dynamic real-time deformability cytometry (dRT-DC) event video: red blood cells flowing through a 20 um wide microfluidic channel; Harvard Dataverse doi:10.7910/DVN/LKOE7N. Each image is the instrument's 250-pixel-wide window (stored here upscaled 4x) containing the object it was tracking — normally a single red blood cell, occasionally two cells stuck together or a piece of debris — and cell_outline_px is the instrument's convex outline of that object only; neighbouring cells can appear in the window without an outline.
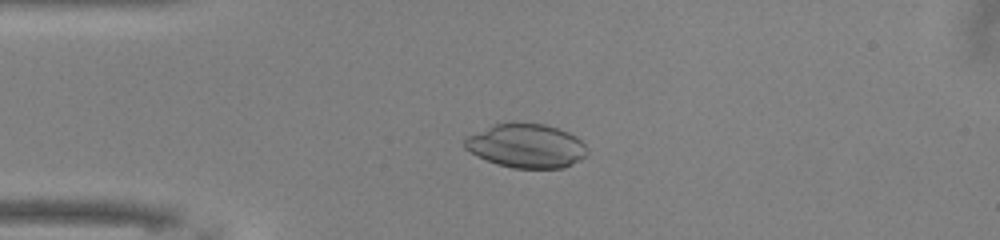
{"species": "common noctule bat (a hibernating species)", "species_latin": "Nyctalus noctula", "temperature_condition": "warm", "stored_images_in_passage": 42, "camera_frame_rate_fps": 3000, "um_per_image_px": 0.085, "animal": {"sex": "male", "body_mass_g": 13.0, "forearm_length_mm": 53.1}, "frame": {"image": 1, "passage_image": 11, "time_ms": 3.333, "image_size_px": [1000, 240], "cell_outline_px": [[588, 152], [580, 160], [564, 168], [512, 168], [476, 156], [464, 148], [464, 140], [468, 136], [496, 124], [512, 120], [544, 124], [568, 132], [576, 136], [584, 144]], "centroid_in_image_um": [44.74, 12.38], "position_along_channel_um": 40.3, "area_um2": 31.5}}
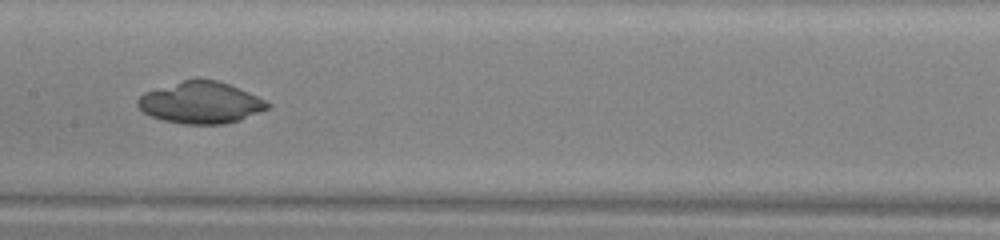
{"frame": {"image": 2, "passage_image": 24, "time_ms": 7.667, "image_size_px": [1000, 240], "cell_outline_px": [[272, 104], [268, 108], [240, 120], [224, 124], [184, 124], [164, 120], [152, 116], [144, 112], [136, 104], [136, 100], [144, 92], [196, 76], [216, 80], [228, 84], [248, 92]], "centroid_in_image_um": [17.04, 8.7], "position_along_channel_um": 190.4, "area_um2": 31.56}}
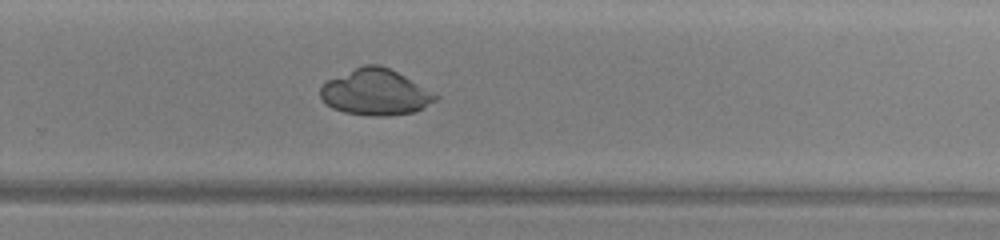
{"frame": {"image": 3, "passage_image": 32, "time_ms": 10.333, "image_size_px": [1000, 240], "cell_outline_px": [[440, 96], [436, 100], [424, 108], [416, 112], [384, 116], [372, 116], [344, 112], [332, 108], [320, 96], [320, 88], [328, 80], [364, 64], [380, 64], [404, 76]], "centroid_in_image_um": [31.93, 7.85], "position_along_channel_um": 297.9, "area_um2": 30.58}}